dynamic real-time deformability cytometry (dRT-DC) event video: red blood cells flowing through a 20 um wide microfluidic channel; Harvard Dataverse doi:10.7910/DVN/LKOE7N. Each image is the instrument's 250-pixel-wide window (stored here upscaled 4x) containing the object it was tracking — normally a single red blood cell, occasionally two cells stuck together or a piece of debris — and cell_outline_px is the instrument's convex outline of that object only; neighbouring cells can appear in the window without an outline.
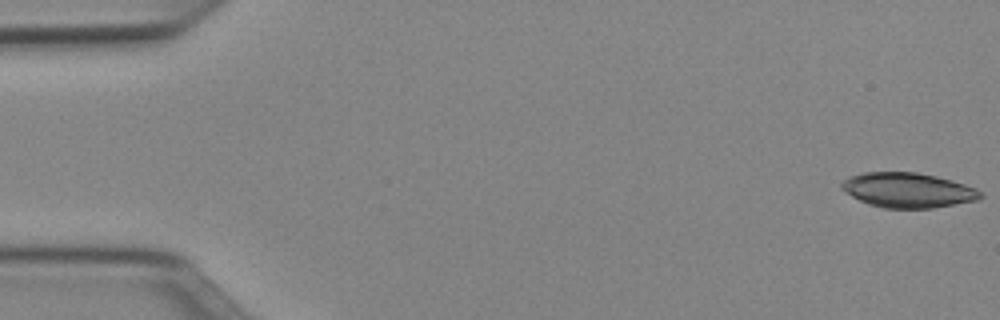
{"species": "Egyptian fruit bat (a non-hibernating species)", "species_latin": "Rousettus aegyptiacus", "temperature_condition": "cold", "stored_images_in_passage": 9, "camera_frame_rate_fps": 3000, "um_per_image_px": 0.085, "animal": {"sex": "female"}, "frame": {"image": 1, "passage_image": 1, "time_ms": 0.0, "image_size_px": [1000, 320], "cell_outline_px": [[984, 196], [980, 200], [932, 208], [884, 208], [868, 204], [844, 192], [840, 188], [840, 184], [848, 176], [864, 172], [916, 172], [936, 176], [964, 184], [976, 188]], "centroid_in_image_um": [77.16, 16.16], "position_along_channel_um": 7.8, "area_um2": 28.32}}